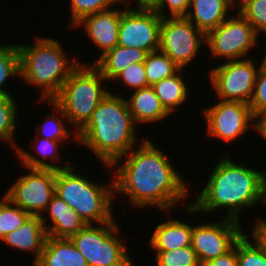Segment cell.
I'll return each instance as SVG.
<instances>
[{
	"mask_svg": "<svg viewBox=\"0 0 266 266\" xmlns=\"http://www.w3.org/2000/svg\"><path fill=\"white\" fill-rule=\"evenodd\" d=\"M139 143L109 167L115 175L114 197L127 196L131 208L156 207L169 214L190 197L188 183L153 141L142 139Z\"/></svg>",
	"mask_w": 266,
	"mask_h": 266,
	"instance_id": "1",
	"label": "cell"
},
{
	"mask_svg": "<svg viewBox=\"0 0 266 266\" xmlns=\"http://www.w3.org/2000/svg\"><path fill=\"white\" fill-rule=\"evenodd\" d=\"M232 158L228 153L219 157L204 188L185 206L188 214L207 215L224 209V217L240 222V214L247 208L266 205V171L249 168L247 162L235 163Z\"/></svg>",
	"mask_w": 266,
	"mask_h": 266,
	"instance_id": "2",
	"label": "cell"
},
{
	"mask_svg": "<svg viewBox=\"0 0 266 266\" xmlns=\"http://www.w3.org/2000/svg\"><path fill=\"white\" fill-rule=\"evenodd\" d=\"M137 127L126 98L110 90L77 133V143L90 149L107 168L138 145Z\"/></svg>",
	"mask_w": 266,
	"mask_h": 266,
	"instance_id": "3",
	"label": "cell"
},
{
	"mask_svg": "<svg viewBox=\"0 0 266 266\" xmlns=\"http://www.w3.org/2000/svg\"><path fill=\"white\" fill-rule=\"evenodd\" d=\"M33 42L17 44L20 77L29 86L42 89L40 100H52L81 61L66 55L61 42L53 37L36 36Z\"/></svg>",
	"mask_w": 266,
	"mask_h": 266,
	"instance_id": "4",
	"label": "cell"
},
{
	"mask_svg": "<svg viewBox=\"0 0 266 266\" xmlns=\"http://www.w3.org/2000/svg\"><path fill=\"white\" fill-rule=\"evenodd\" d=\"M69 168L56 171L55 194L74 209L86 224H98L113 221L112 203L114 199L113 179L103 185L88 179L84 174Z\"/></svg>",
	"mask_w": 266,
	"mask_h": 266,
	"instance_id": "5",
	"label": "cell"
},
{
	"mask_svg": "<svg viewBox=\"0 0 266 266\" xmlns=\"http://www.w3.org/2000/svg\"><path fill=\"white\" fill-rule=\"evenodd\" d=\"M107 80L94 64L80 63L52 99L63 111L70 126L79 132L90 120L92 113L109 93L103 86Z\"/></svg>",
	"mask_w": 266,
	"mask_h": 266,
	"instance_id": "6",
	"label": "cell"
},
{
	"mask_svg": "<svg viewBox=\"0 0 266 266\" xmlns=\"http://www.w3.org/2000/svg\"><path fill=\"white\" fill-rule=\"evenodd\" d=\"M116 219L96 225L86 224L69 238L88 266H134L127 245L119 238L121 227Z\"/></svg>",
	"mask_w": 266,
	"mask_h": 266,
	"instance_id": "7",
	"label": "cell"
},
{
	"mask_svg": "<svg viewBox=\"0 0 266 266\" xmlns=\"http://www.w3.org/2000/svg\"><path fill=\"white\" fill-rule=\"evenodd\" d=\"M234 14L235 16H229L220 26L206 34L205 44L213 59H245L259 43L260 34L239 12Z\"/></svg>",
	"mask_w": 266,
	"mask_h": 266,
	"instance_id": "8",
	"label": "cell"
},
{
	"mask_svg": "<svg viewBox=\"0 0 266 266\" xmlns=\"http://www.w3.org/2000/svg\"><path fill=\"white\" fill-rule=\"evenodd\" d=\"M253 60V58L248 57L222 61V64L220 62L219 65L209 71L210 84L215 89L219 100L249 104L261 65L260 62L258 67Z\"/></svg>",
	"mask_w": 266,
	"mask_h": 266,
	"instance_id": "9",
	"label": "cell"
},
{
	"mask_svg": "<svg viewBox=\"0 0 266 266\" xmlns=\"http://www.w3.org/2000/svg\"><path fill=\"white\" fill-rule=\"evenodd\" d=\"M205 41L206 35L186 17L162 19L159 50L180 69L185 70L193 59H198Z\"/></svg>",
	"mask_w": 266,
	"mask_h": 266,
	"instance_id": "10",
	"label": "cell"
},
{
	"mask_svg": "<svg viewBox=\"0 0 266 266\" xmlns=\"http://www.w3.org/2000/svg\"><path fill=\"white\" fill-rule=\"evenodd\" d=\"M24 173L6 190L5 196L32 216H42L55 194L56 171L25 168Z\"/></svg>",
	"mask_w": 266,
	"mask_h": 266,
	"instance_id": "11",
	"label": "cell"
},
{
	"mask_svg": "<svg viewBox=\"0 0 266 266\" xmlns=\"http://www.w3.org/2000/svg\"><path fill=\"white\" fill-rule=\"evenodd\" d=\"M217 100L215 105L202 111L207 124V136L227 143L242 137L250 128L253 130L254 116L249 104Z\"/></svg>",
	"mask_w": 266,
	"mask_h": 266,
	"instance_id": "12",
	"label": "cell"
},
{
	"mask_svg": "<svg viewBox=\"0 0 266 266\" xmlns=\"http://www.w3.org/2000/svg\"><path fill=\"white\" fill-rule=\"evenodd\" d=\"M162 19L154 10L121 9L118 45L147 53L159 50Z\"/></svg>",
	"mask_w": 266,
	"mask_h": 266,
	"instance_id": "13",
	"label": "cell"
},
{
	"mask_svg": "<svg viewBox=\"0 0 266 266\" xmlns=\"http://www.w3.org/2000/svg\"><path fill=\"white\" fill-rule=\"evenodd\" d=\"M222 219L193 226L191 246L201 265L229 251L243 233L239 221L226 217Z\"/></svg>",
	"mask_w": 266,
	"mask_h": 266,
	"instance_id": "14",
	"label": "cell"
},
{
	"mask_svg": "<svg viewBox=\"0 0 266 266\" xmlns=\"http://www.w3.org/2000/svg\"><path fill=\"white\" fill-rule=\"evenodd\" d=\"M115 7L85 16L73 26L82 27L96 49H100L98 58L118 45L121 9Z\"/></svg>",
	"mask_w": 266,
	"mask_h": 266,
	"instance_id": "15",
	"label": "cell"
},
{
	"mask_svg": "<svg viewBox=\"0 0 266 266\" xmlns=\"http://www.w3.org/2000/svg\"><path fill=\"white\" fill-rule=\"evenodd\" d=\"M47 231L41 216H30L25 223L4 236L2 241L14 250L31 253L34 256L33 265L38 261L47 239Z\"/></svg>",
	"mask_w": 266,
	"mask_h": 266,
	"instance_id": "16",
	"label": "cell"
},
{
	"mask_svg": "<svg viewBox=\"0 0 266 266\" xmlns=\"http://www.w3.org/2000/svg\"><path fill=\"white\" fill-rule=\"evenodd\" d=\"M193 226L187 221L175 219L168 215V220L156 225L149 238V248L154 251L175 250L177 248L191 246Z\"/></svg>",
	"mask_w": 266,
	"mask_h": 266,
	"instance_id": "17",
	"label": "cell"
},
{
	"mask_svg": "<svg viewBox=\"0 0 266 266\" xmlns=\"http://www.w3.org/2000/svg\"><path fill=\"white\" fill-rule=\"evenodd\" d=\"M126 102L134 122L147 125L155 122H163L168 116H171L162 106L160 99L152 86L135 90Z\"/></svg>",
	"mask_w": 266,
	"mask_h": 266,
	"instance_id": "18",
	"label": "cell"
},
{
	"mask_svg": "<svg viewBox=\"0 0 266 266\" xmlns=\"http://www.w3.org/2000/svg\"><path fill=\"white\" fill-rule=\"evenodd\" d=\"M229 0H190L186 18L205 35L231 14Z\"/></svg>",
	"mask_w": 266,
	"mask_h": 266,
	"instance_id": "19",
	"label": "cell"
},
{
	"mask_svg": "<svg viewBox=\"0 0 266 266\" xmlns=\"http://www.w3.org/2000/svg\"><path fill=\"white\" fill-rule=\"evenodd\" d=\"M34 137V140L30 142L32 143V145L34 144V150L36 151V153L40 154L39 156H42V158H38L34 153L32 154L30 151L28 152V150L21 148L19 144V146L16 147L14 153L16 152V155L20 160L19 162H21L23 167L32 169H52L58 171L61 169L69 168L71 166L72 163L69 161L63 163V166L54 163L56 161L58 162L60 157L62 156L58 151V146H60L62 143L61 141L49 140L39 136ZM47 159L50 160L45 161ZM49 161L52 162L49 163Z\"/></svg>",
	"mask_w": 266,
	"mask_h": 266,
	"instance_id": "20",
	"label": "cell"
},
{
	"mask_svg": "<svg viewBox=\"0 0 266 266\" xmlns=\"http://www.w3.org/2000/svg\"><path fill=\"white\" fill-rule=\"evenodd\" d=\"M32 266H88L69 238L48 236L38 261Z\"/></svg>",
	"mask_w": 266,
	"mask_h": 266,
	"instance_id": "21",
	"label": "cell"
},
{
	"mask_svg": "<svg viewBox=\"0 0 266 266\" xmlns=\"http://www.w3.org/2000/svg\"><path fill=\"white\" fill-rule=\"evenodd\" d=\"M147 54L144 50L117 45L92 63L100 70L107 82H112L128 65L144 62Z\"/></svg>",
	"mask_w": 266,
	"mask_h": 266,
	"instance_id": "22",
	"label": "cell"
},
{
	"mask_svg": "<svg viewBox=\"0 0 266 266\" xmlns=\"http://www.w3.org/2000/svg\"><path fill=\"white\" fill-rule=\"evenodd\" d=\"M183 69H180L176 74L171 77L164 78L156 82L152 87L156 95L160 99L162 106L171 115L177 108L186 103L189 95V86L187 87L186 81L183 78Z\"/></svg>",
	"mask_w": 266,
	"mask_h": 266,
	"instance_id": "23",
	"label": "cell"
},
{
	"mask_svg": "<svg viewBox=\"0 0 266 266\" xmlns=\"http://www.w3.org/2000/svg\"><path fill=\"white\" fill-rule=\"evenodd\" d=\"M44 101L46 103H49L48 105L53 108L54 112L56 111V115L52 112L49 115L45 117L44 123H40L36 125V133L38 134L39 137L49 139V140H54V141H61L62 145L64 144V140L67 141L66 139L69 138L71 132L74 134L75 133V138L74 140H77V132L74 129L68 130V126L65 125L67 121V124L69 125V120L63 113L62 109L53 101V100H40ZM48 101V102H47ZM60 116V117H59ZM63 119H62V118ZM65 120V121H64ZM68 137V138H67Z\"/></svg>",
	"mask_w": 266,
	"mask_h": 266,
	"instance_id": "24",
	"label": "cell"
},
{
	"mask_svg": "<svg viewBox=\"0 0 266 266\" xmlns=\"http://www.w3.org/2000/svg\"><path fill=\"white\" fill-rule=\"evenodd\" d=\"M47 216L49 217L41 216L42 223L46 228L47 235L53 238H70L86 225L85 221L74 209H69L67 214ZM46 218H50L51 221L49 220L48 222H51V224H46Z\"/></svg>",
	"mask_w": 266,
	"mask_h": 266,
	"instance_id": "25",
	"label": "cell"
},
{
	"mask_svg": "<svg viewBox=\"0 0 266 266\" xmlns=\"http://www.w3.org/2000/svg\"><path fill=\"white\" fill-rule=\"evenodd\" d=\"M14 95H0V141L10 144L12 150L17 147L15 131H17V119L19 102Z\"/></svg>",
	"mask_w": 266,
	"mask_h": 266,
	"instance_id": "26",
	"label": "cell"
},
{
	"mask_svg": "<svg viewBox=\"0 0 266 266\" xmlns=\"http://www.w3.org/2000/svg\"><path fill=\"white\" fill-rule=\"evenodd\" d=\"M144 66L149 86L173 76L180 70L175 62L160 50L149 52L144 61Z\"/></svg>",
	"mask_w": 266,
	"mask_h": 266,
	"instance_id": "27",
	"label": "cell"
},
{
	"mask_svg": "<svg viewBox=\"0 0 266 266\" xmlns=\"http://www.w3.org/2000/svg\"><path fill=\"white\" fill-rule=\"evenodd\" d=\"M244 231L237 239L238 266H266V251L254 236L250 241Z\"/></svg>",
	"mask_w": 266,
	"mask_h": 266,
	"instance_id": "28",
	"label": "cell"
},
{
	"mask_svg": "<svg viewBox=\"0 0 266 266\" xmlns=\"http://www.w3.org/2000/svg\"><path fill=\"white\" fill-rule=\"evenodd\" d=\"M20 77V58L17 44H0V95H13L4 89L9 78Z\"/></svg>",
	"mask_w": 266,
	"mask_h": 266,
	"instance_id": "29",
	"label": "cell"
},
{
	"mask_svg": "<svg viewBox=\"0 0 266 266\" xmlns=\"http://www.w3.org/2000/svg\"><path fill=\"white\" fill-rule=\"evenodd\" d=\"M30 216L4 195L0 200V240L21 227Z\"/></svg>",
	"mask_w": 266,
	"mask_h": 266,
	"instance_id": "30",
	"label": "cell"
},
{
	"mask_svg": "<svg viewBox=\"0 0 266 266\" xmlns=\"http://www.w3.org/2000/svg\"><path fill=\"white\" fill-rule=\"evenodd\" d=\"M71 13L69 17L68 28L72 30L73 26L78 23L85 16L97 13L114 7L115 5H122V0H70Z\"/></svg>",
	"mask_w": 266,
	"mask_h": 266,
	"instance_id": "31",
	"label": "cell"
},
{
	"mask_svg": "<svg viewBox=\"0 0 266 266\" xmlns=\"http://www.w3.org/2000/svg\"><path fill=\"white\" fill-rule=\"evenodd\" d=\"M154 253L157 266H201L192 246Z\"/></svg>",
	"mask_w": 266,
	"mask_h": 266,
	"instance_id": "32",
	"label": "cell"
},
{
	"mask_svg": "<svg viewBox=\"0 0 266 266\" xmlns=\"http://www.w3.org/2000/svg\"><path fill=\"white\" fill-rule=\"evenodd\" d=\"M117 81L118 83L122 82L131 92L148 87L144 62L128 65L112 80V82L116 83Z\"/></svg>",
	"mask_w": 266,
	"mask_h": 266,
	"instance_id": "33",
	"label": "cell"
},
{
	"mask_svg": "<svg viewBox=\"0 0 266 266\" xmlns=\"http://www.w3.org/2000/svg\"><path fill=\"white\" fill-rule=\"evenodd\" d=\"M239 13L258 34L266 33V0H253Z\"/></svg>",
	"mask_w": 266,
	"mask_h": 266,
	"instance_id": "34",
	"label": "cell"
},
{
	"mask_svg": "<svg viewBox=\"0 0 266 266\" xmlns=\"http://www.w3.org/2000/svg\"><path fill=\"white\" fill-rule=\"evenodd\" d=\"M253 116L266 108V62L262 61L257 73L254 92L249 102Z\"/></svg>",
	"mask_w": 266,
	"mask_h": 266,
	"instance_id": "35",
	"label": "cell"
},
{
	"mask_svg": "<svg viewBox=\"0 0 266 266\" xmlns=\"http://www.w3.org/2000/svg\"><path fill=\"white\" fill-rule=\"evenodd\" d=\"M189 5L190 0H161L154 11L162 18L186 17Z\"/></svg>",
	"mask_w": 266,
	"mask_h": 266,
	"instance_id": "36",
	"label": "cell"
},
{
	"mask_svg": "<svg viewBox=\"0 0 266 266\" xmlns=\"http://www.w3.org/2000/svg\"><path fill=\"white\" fill-rule=\"evenodd\" d=\"M201 266H238L237 261V240L234 246L227 251L225 254L218 256L217 258L211 259Z\"/></svg>",
	"mask_w": 266,
	"mask_h": 266,
	"instance_id": "37",
	"label": "cell"
},
{
	"mask_svg": "<svg viewBox=\"0 0 266 266\" xmlns=\"http://www.w3.org/2000/svg\"><path fill=\"white\" fill-rule=\"evenodd\" d=\"M69 209H71L70 206L54 194L43 215H63L69 213Z\"/></svg>",
	"mask_w": 266,
	"mask_h": 266,
	"instance_id": "38",
	"label": "cell"
},
{
	"mask_svg": "<svg viewBox=\"0 0 266 266\" xmlns=\"http://www.w3.org/2000/svg\"><path fill=\"white\" fill-rule=\"evenodd\" d=\"M250 230V237L254 236L266 251V219L256 217L254 226H252V229Z\"/></svg>",
	"mask_w": 266,
	"mask_h": 266,
	"instance_id": "39",
	"label": "cell"
},
{
	"mask_svg": "<svg viewBox=\"0 0 266 266\" xmlns=\"http://www.w3.org/2000/svg\"><path fill=\"white\" fill-rule=\"evenodd\" d=\"M253 129L266 140V108L254 115Z\"/></svg>",
	"mask_w": 266,
	"mask_h": 266,
	"instance_id": "40",
	"label": "cell"
},
{
	"mask_svg": "<svg viewBox=\"0 0 266 266\" xmlns=\"http://www.w3.org/2000/svg\"><path fill=\"white\" fill-rule=\"evenodd\" d=\"M131 1L133 0H122V4L125 5L126 8L131 9ZM137 1V6L134 10H155L161 0H134Z\"/></svg>",
	"mask_w": 266,
	"mask_h": 266,
	"instance_id": "41",
	"label": "cell"
},
{
	"mask_svg": "<svg viewBox=\"0 0 266 266\" xmlns=\"http://www.w3.org/2000/svg\"><path fill=\"white\" fill-rule=\"evenodd\" d=\"M252 1L253 0H229V4L231 10L235 9L236 7L237 11L240 12Z\"/></svg>",
	"mask_w": 266,
	"mask_h": 266,
	"instance_id": "42",
	"label": "cell"
},
{
	"mask_svg": "<svg viewBox=\"0 0 266 266\" xmlns=\"http://www.w3.org/2000/svg\"><path fill=\"white\" fill-rule=\"evenodd\" d=\"M266 47V46H265ZM265 54H264V57L262 58V61L266 62V49H265Z\"/></svg>",
	"mask_w": 266,
	"mask_h": 266,
	"instance_id": "43",
	"label": "cell"
}]
</instances>
